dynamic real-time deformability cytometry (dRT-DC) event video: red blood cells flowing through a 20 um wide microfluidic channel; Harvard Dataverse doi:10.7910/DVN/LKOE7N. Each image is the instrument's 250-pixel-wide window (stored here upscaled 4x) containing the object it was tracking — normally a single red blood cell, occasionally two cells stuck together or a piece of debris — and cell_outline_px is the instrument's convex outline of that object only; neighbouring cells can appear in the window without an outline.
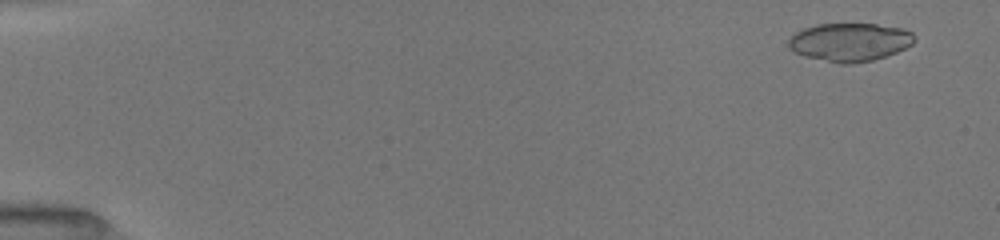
{"species": "common noctule bat (a hibernating species)", "species_latin": "Nyctalus noctula", "temperature_condition": "room temperature", "stored_images_in_passage": 51, "camera_frame_rate_fps": 3000, "um_per_image_px": 0.085, "animal": {"sex": "female", "body_mass_g": 19.5, "forearm_length_mm": 54.1}, "frame": {"image": 1, "passage_image": 3, "time_ms": 0.667, "image_size_px": [1000, 240], "cell_outline_px": [[916, 40], [912, 44], [896, 52], [872, 60], [852, 64], [840, 64], [804, 56], [792, 52], [788, 48], [788, 40], [796, 32], [804, 28], [816, 24], [876, 24], [904, 28], [912, 32], [916, 36]], "centroid_in_image_um": [72.22, 3.58], "position_along_channel_um": 12.8, "area_um2": 28.26}}
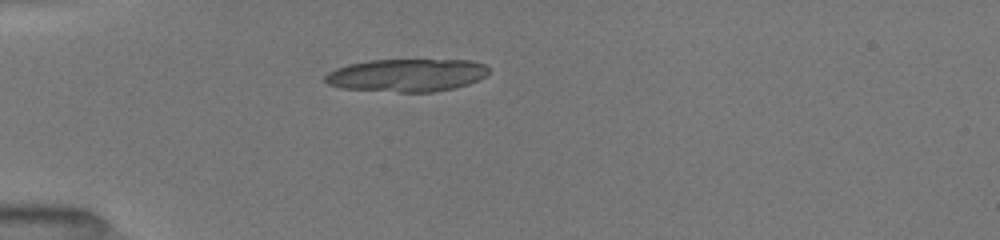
{"frame": {"image": 2, "passage_image": 15, "time_ms": 4.667, "image_size_px": [1000, 240], "cell_outline_px": [[488, 72], [484, 76], [468, 84], [452, 88], [432, 92], [396, 92], [340, 88], [328, 84], [324, 80], [324, 76], [328, 72], [336, 68], [348, 64], [368, 60], [472, 60], [484, 64], [488, 68]], "centroid_in_image_um": [34.53, 6.39], "position_along_channel_um": 50.5, "area_um2": 31.27}}